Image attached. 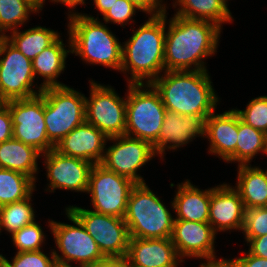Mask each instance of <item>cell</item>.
<instances>
[{
  "label": "cell",
  "instance_id": "obj_8",
  "mask_svg": "<svg viewBox=\"0 0 267 267\" xmlns=\"http://www.w3.org/2000/svg\"><path fill=\"white\" fill-rule=\"evenodd\" d=\"M44 95V119L49 141L57 143L85 122V94L70 86L47 87Z\"/></svg>",
  "mask_w": 267,
  "mask_h": 267
},
{
  "label": "cell",
  "instance_id": "obj_38",
  "mask_svg": "<svg viewBox=\"0 0 267 267\" xmlns=\"http://www.w3.org/2000/svg\"><path fill=\"white\" fill-rule=\"evenodd\" d=\"M13 137V123L11 113L6 102L0 104V142Z\"/></svg>",
  "mask_w": 267,
  "mask_h": 267
},
{
  "label": "cell",
  "instance_id": "obj_11",
  "mask_svg": "<svg viewBox=\"0 0 267 267\" xmlns=\"http://www.w3.org/2000/svg\"><path fill=\"white\" fill-rule=\"evenodd\" d=\"M135 185V182L106 169L100 163L94 164L87 190L92 211L124 218L129 196Z\"/></svg>",
  "mask_w": 267,
  "mask_h": 267
},
{
  "label": "cell",
  "instance_id": "obj_15",
  "mask_svg": "<svg viewBox=\"0 0 267 267\" xmlns=\"http://www.w3.org/2000/svg\"><path fill=\"white\" fill-rule=\"evenodd\" d=\"M218 235L209 223L174 220L172 243L175 246L179 258L195 259L200 262L199 266L205 264L220 263L227 258L216 255L215 243Z\"/></svg>",
  "mask_w": 267,
  "mask_h": 267
},
{
  "label": "cell",
  "instance_id": "obj_16",
  "mask_svg": "<svg viewBox=\"0 0 267 267\" xmlns=\"http://www.w3.org/2000/svg\"><path fill=\"white\" fill-rule=\"evenodd\" d=\"M42 158L47 176L44 191L54 193L55 190L60 189L87 194L93 163L63 155L55 149L42 154Z\"/></svg>",
  "mask_w": 267,
  "mask_h": 267
},
{
  "label": "cell",
  "instance_id": "obj_48",
  "mask_svg": "<svg viewBox=\"0 0 267 267\" xmlns=\"http://www.w3.org/2000/svg\"><path fill=\"white\" fill-rule=\"evenodd\" d=\"M5 36L0 32V41L4 38Z\"/></svg>",
  "mask_w": 267,
  "mask_h": 267
},
{
  "label": "cell",
  "instance_id": "obj_5",
  "mask_svg": "<svg viewBox=\"0 0 267 267\" xmlns=\"http://www.w3.org/2000/svg\"><path fill=\"white\" fill-rule=\"evenodd\" d=\"M147 183L136 184L129 196L124 217L130 237L171 238L175 216Z\"/></svg>",
  "mask_w": 267,
  "mask_h": 267
},
{
  "label": "cell",
  "instance_id": "obj_37",
  "mask_svg": "<svg viewBox=\"0 0 267 267\" xmlns=\"http://www.w3.org/2000/svg\"><path fill=\"white\" fill-rule=\"evenodd\" d=\"M144 14L155 16L167 11V1L165 0H129Z\"/></svg>",
  "mask_w": 267,
  "mask_h": 267
},
{
  "label": "cell",
  "instance_id": "obj_41",
  "mask_svg": "<svg viewBox=\"0 0 267 267\" xmlns=\"http://www.w3.org/2000/svg\"><path fill=\"white\" fill-rule=\"evenodd\" d=\"M95 267H133V266L127 256H113V257H105V259Z\"/></svg>",
  "mask_w": 267,
  "mask_h": 267
},
{
  "label": "cell",
  "instance_id": "obj_25",
  "mask_svg": "<svg viewBox=\"0 0 267 267\" xmlns=\"http://www.w3.org/2000/svg\"><path fill=\"white\" fill-rule=\"evenodd\" d=\"M237 181L233 187L239 192L245 209L267 207V168L238 165Z\"/></svg>",
  "mask_w": 267,
  "mask_h": 267
},
{
  "label": "cell",
  "instance_id": "obj_23",
  "mask_svg": "<svg viewBox=\"0 0 267 267\" xmlns=\"http://www.w3.org/2000/svg\"><path fill=\"white\" fill-rule=\"evenodd\" d=\"M67 36L68 39H66L65 43L61 35L51 46L44 49L32 61L35 79L41 80L40 77L42 78L43 82L40 85L43 89L66 86V84L58 81V78L62 73L64 74L67 57L71 54V40L69 34Z\"/></svg>",
  "mask_w": 267,
  "mask_h": 267
},
{
  "label": "cell",
  "instance_id": "obj_4",
  "mask_svg": "<svg viewBox=\"0 0 267 267\" xmlns=\"http://www.w3.org/2000/svg\"><path fill=\"white\" fill-rule=\"evenodd\" d=\"M67 14V34L71 40V54L83 63L99 65L120 72L122 43L105 23L90 13Z\"/></svg>",
  "mask_w": 267,
  "mask_h": 267
},
{
  "label": "cell",
  "instance_id": "obj_20",
  "mask_svg": "<svg viewBox=\"0 0 267 267\" xmlns=\"http://www.w3.org/2000/svg\"><path fill=\"white\" fill-rule=\"evenodd\" d=\"M108 137L86 121L74 128L54 147L59 153L99 164L104 158Z\"/></svg>",
  "mask_w": 267,
  "mask_h": 267
},
{
  "label": "cell",
  "instance_id": "obj_19",
  "mask_svg": "<svg viewBox=\"0 0 267 267\" xmlns=\"http://www.w3.org/2000/svg\"><path fill=\"white\" fill-rule=\"evenodd\" d=\"M238 113L234 108L223 113H211L206 119L205 139L208 153L225 163H236Z\"/></svg>",
  "mask_w": 267,
  "mask_h": 267
},
{
  "label": "cell",
  "instance_id": "obj_1",
  "mask_svg": "<svg viewBox=\"0 0 267 267\" xmlns=\"http://www.w3.org/2000/svg\"><path fill=\"white\" fill-rule=\"evenodd\" d=\"M168 13L166 11L165 71L208 70L205 60L217 54L222 29L209 21L175 14L167 19Z\"/></svg>",
  "mask_w": 267,
  "mask_h": 267
},
{
  "label": "cell",
  "instance_id": "obj_17",
  "mask_svg": "<svg viewBox=\"0 0 267 267\" xmlns=\"http://www.w3.org/2000/svg\"><path fill=\"white\" fill-rule=\"evenodd\" d=\"M209 115H179L166 110L161 132L153 149L164 161L166 151L175 152L196 138H205L206 119Z\"/></svg>",
  "mask_w": 267,
  "mask_h": 267
},
{
  "label": "cell",
  "instance_id": "obj_42",
  "mask_svg": "<svg viewBox=\"0 0 267 267\" xmlns=\"http://www.w3.org/2000/svg\"><path fill=\"white\" fill-rule=\"evenodd\" d=\"M51 3H59V4H63L64 6H66V8L68 9V13L71 12H76V7L79 5H83L86 6V2L87 0H49ZM46 2V0H45Z\"/></svg>",
  "mask_w": 267,
  "mask_h": 267
},
{
  "label": "cell",
  "instance_id": "obj_46",
  "mask_svg": "<svg viewBox=\"0 0 267 267\" xmlns=\"http://www.w3.org/2000/svg\"><path fill=\"white\" fill-rule=\"evenodd\" d=\"M227 8L229 6L228 0H220Z\"/></svg>",
  "mask_w": 267,
  "mask_h": 267
},
{
  "label": "cell",
  "instance_id": "obj_2",
  "mask_svg": "<svg viewBox=\"0 0 267 267\" xmlns=\"http://www.w3.org/2000/svg\"><path fill=\"white\" fill-rule=\"evenodd\" d=\"M131 29L133 34L122 42L120 72L128 84L152 83L165 72L166 12L149 16L138 28Z\"/></svg>",
  "mask_w": 267,
  "mask_h": 267
},
{
  "label": "cell",
  "instance_id": "obj_32",
  "mask_svg": "<svg viewBox=\"0 0 267 267\" xmlns=\"http://www.w3.org/2000/svg\"><path fill=\"white\" fill-rule=\"evenodd\" d=\"M36 221L22 227L11 235V242H13L16 252L42 250L43 246L46 245L47 235L44 233L41 224Z\"/></svg>",
  "mask_w": 267,
  "mask_h": 267
},
{
  "label": "cell",
  "instance_id": "obj_3",
  "mask_svg": "<svg viewBox=\"0 0 267 267\" xmlns=\"http://www.w3.org/2000/svg\"><path fill=\"white\" fill-rule=\"evenodd\" d=\"M208 70L165 71L151 84L166 110L179 115H210L220 103Z\"/></svg>",
  "mask_w": 267,
  "mask_h": 267
},
{
  "label": "cell",
  "instance_id": "obj_9",
  "mask_svg": "<svg viewBox=\"0 0 267 267\" xmlns=\"http://www.w3.org/2000/svg\"><path fill=\"white\" fill-rule=\"evenodd\" d=\"M89 96L85 97V121L108 138L125 135L126 92L121 97L111 85L89 80Z\"/></svg>",
  "mask_w": 267,
  "mask_h": 267
},
{
  "label": "cell",
  "instance_id": "obj_27",
  "mask_svg": "<svg viewBox=\"0 0 267 267\" xmlns=\"http://www.w3.org/2000/svg\"><path fill=\"white\" fill-rule=\"evenodd\" d=\"M62 33L45 26H33L24 31L17 29L8 33L5 38L25 57L33 59L51 46Z\"/></svg>",
  "mask_w": 267,
  "mask_h": 267
},
{
  "label": "cell",
  "instance_id": "obj_36",
  "mask_svg": "<svg viewBox=\"0 0 267 267\" xmlns=\"http://www.w3.org/2000/svg\"><path fill=\"white\" fill-rule=\"evenodd\" d=\"M243 238L261 237L267 234V207L246 209Z\"/></svg>",
  "mask_w": 267,
  "mask_h": 267
},
{
  "label": "cell",
  "instance_id": "obj_24",
  "mask_svg": "<svg viewBox=\"0 0 267 267\" xmlns=\"http://www.w3.org/2000/svg\"><path fill=\"white\" fill-rule=\"evenodd\" d=\"M42 153L35 147L11 138L0 142V168L10 169L29 176L35 183L38 179L39 165Z\"/></svg>",
  "mask_w": 267,
  "mask_h": 267
},
{
  "label": "cell",
  "instance_id": "obj_18",
  "mask_svg": "<svg viewBox=\"0 0 267 267\" xmlns=\"http://www.w3.org/2000/svg\"><path fill=\"white\" fill-rule=\"evenodd\" d=\"M245 206L239 192L229 183L211 187L209 224L214 231L242 232L245 220Z\"/></svg>",
  "mask_w": 267,
  "mask_h": 267
},
{
  "label": "cell",
  "instance_id": "obj_29",
  "mask_svg": "<svg viewBox=\"0 0 267 267\" xmlns=\"http://www.w3.org/2000/svg\"><path fill=\"white\" fill-rule=\"evenodd\" d=\"M41 11L33 0H0V32L6 36L11 31L21 29L32 14L39 15Z\"/></svg>",
  "mask_w": 267,
  "mask_h": 267
},
{
  "label": "cell",
  "instance_id": "obj_13",
  "mask_svg": "<svg viewBox=\"0 0 267 267\" xmlns=\"http://www.w3.org/2000/svg\"><path fill=\"white\" fill-rule=\"evenodd\" d=\"M66 208L80 220L105 257L127 255L130 235L124 218L96 213L76 205Z\"/></svg>",
  "mask_w": 267,
  "mask_h": 267
},
{
  "label": "cell",
  "instance_id": "obj_44",
  "mask_svg": "<svg viewBox=\"0 0 267 267\" xmlns=\"http://www.w3.org/2000/svg\"><path fill=\"white\" fill-rule=\"evenodd\" d=\"M199 267H232L231 264L226 260L220 263H213V264H205Z\"/></svg>",
  "mask_w": 267,
  "mask_h": 267
},
{
  "label": "cell",
  "instance_id": "obj_12",
  "mask_svg": "<svg viewBox=\"0 0 267 267\" xmlns=\"http://www.w3.org/2000/svg\"><path fill=\"white\" fill-rule=\"evenodd\" d=\"M108 143H112V145L109 146ZM155 157L156 153L149 142L120 135L107 139L104 158L100 164L106 169L139 184L146 183L143 176L139 174L141 168Z\"/></svg>",
  "mask_w": 267,
  "mask_h": 267
},
{
  "label": "cell",
  "instance_id": "obj_34",
  "mask_svg": "<svg viewBox=\"0 0 267 267\" xmlns=\"http://www.w3.org/2000/svg\"><path fill=\"white\" fill-rule=\"evenodd\" d=\"M234 109L243 122L267 134V95L252 98L242 110Z\"/></svg>",
  "mask_w": 267,
  "mask_h": 267
},
{
  "label": "cell",
  "instance_id": "obj_28",
  "mask_svg": "<svg viewBox=\"0 0 267 267\" xmlns=\"http://www.w3.org/2000/svg\"><path fill=\"white\" fill-rule=\"evenodd\" d=\"M259 153L267 156V134L243 122L238 114L237 165H251Z\"/></svg>",
  "mask_w": 267,
  "mask_h": 267
},
{
  "label": "cell",
  "instance_id": "obj_39",
  "mask_svg": "<svg viewBox=\"0 0 267 267\" xmlns=\"http://www.w3.org/2000/svg\"><path fill=\"white\" fill-rule=\"evenodd\" d=\"M243 256H237L234 258H227L226 260L232 267H267V259L254 256L248 251L241 253Z\"/></svg>",
  "mask_w": 267,
  "mask_h": 267
},
{
  "label": "cell",
  "instance_id": "obj_35",
  "mask_svg": "<svg viewBox=\"0 0 267 267\" xmlns=\"http://www.w3.org/2000/svg\"><path fill=\"white\" fill-rule=\"evenodd\" d=\"M141 12L133 3L129 0H118L104 15L102 22L105 24H116L124 28L126 25L136 23L134 16L137 12Z\"/></svg>",
  "mask_w": 267,
  "mask_h": 267
},
{
  "label": "cell",
  "instance_id": "obj_7",
  "mask_svg": "<svg viewBox=\"0 0 267 267\" xmlns=\"http://www.w3.org/2000/svg\"><path fill=\"white\" fill-rule=\"evenodd\" d=\"M64 212L73 225L51 219L47 221L56 246L54 248H57H52L57 265L72 266L74 263L78 267L97 266L105 256L80 220L66 207Z\"/></svg>",
  "mask_w": 267,
  "mask_h": 267
},
{
  "label": "cell",
  "instance_id": "obj_33",
  "mask_svg": "<svg viewBox=\"0 0 267 267\" xmlns=\"http://www.w3.org/2000/svg\"><path fill=\"white\" fill-rule=\"evenodd\" d=\"M11 261L1 254V264L4 267H56L57 262L51 251L49 255L44 250L16 252L14 257H11Z\"/></svg>",
  "mask_w": 267,
  "mask_h": 267
},
{
  "label": "cell",
  "instance_id": "obj_6",
  "mask_svg": "<svg viewBox=\"0 0 267 267\" xmlns=\"http://www.w3.org/2000/svg\"><path fill=\"white\" fill-rule=\"evenodd\" d=\"M125 135L157 142L166 115L160 93L151 83L127 84Z\"/></svg>",
  "mask_w": 267,
  "mask_h": 267
},
{
  "label": "cell",
  "instance_id": "obj_40",
  "mask_svg": "<svg viewBox=\"0 0 267 267\" xmlns=\"http://www.w3.org/2000/svg\"><path fill=\"white\" fill-rule=\"evenodd\" d=\"M247 242L248 252L254 256L267 259V234L261 237L244 238Z\"/></svg>",
  "mask_w": 267,
  "mask_h": 267
},
{
  "label": "cell",
  "instance_id": "obj_47",
  "mask_svg": "<svg viewBox=\"0 0 267 267\" xmlns=\"http://www.w3.org/2000/svg\"><path fill=\"white\" fill-rule=\"evenodd\" d=\"M56 267H74V265L73 266L57 265ZM75 267H78V266L75 265Z\"/></svg>",
  "mask_w": 267,
  "mask_h": 267
},
{
  "label": "cell",
  "instance_id": "obj_43",
  "mask_svg": "<svg viewBox=\"0 0 267 267\" xmlns=\"http://www.w3.org/2000/svg\"><path fill=\"white\" fill-rule=\"evenodd\" d=\"M118 0H93L94 9L100 12V16H103Z\"/></svg>",
  "mask_w": 267,
  "mask_h": 267
},
{
  "label": "cell",
  "instance_id": "obj_21",
  "mask_svg": "<svg viewBox=\"0 0 267 267\" xmlns=\"http://www.w3.org/2000/svg\"><path fill=\"white\" fill-rule=\"evenodd\" d=\"M126 256L133 267H180L183 263L171 238L130 237Z\"/></svg>",
  "mask_w": 267,
  "mask_h": 267
},
{
  "label": "cell",
  "instance_id": "obj_31",
  "mask_svg": "<svg viewBox=\"0 0 267 267\" xmlns=\"http://www.w3.org/2000/svg\"><path fill=\"white\" fill-rule=\"evenodd\" d=\"M33 193L26 199L6 204L0 207V236L2 230L9 236L22 227L33 223L36 219V212L32 200Z\"/></svg>",
  "mask_w": 267,
  "mask_h": 267
},
{
  "label": "cell",
  "instance_id": "obj_10",
  "mask_svg": "<svg viewBox=\"0 0 267 267\" xmlns=\"http://www.w3.org/2000/svg\"><path fill=\"white\" fill-rule=\"evenodd\" d=\"M35 80L32 61L4 37L0 41V101L26 99L40 94L43 88Z\"/></svg>",
  "mask_w": 267,
  "mask_h": 267
},
{
  "label": "cell",
  "instance_id": "obj_30",
  "mask_svg": "<svg viewBox=\"0 0 267 267\" xmlns=\"http://www.w3.org/2000/svg\"><path fill=\"white\" fill-rule=\"evenodd\" d=\"M36 185L29 176L0 168V207L28 198Z\"/></svg>",
  "mask_w": 267,
  "mask_h": 267
},
{
  "label": "cell",
  "instance_id": "obj_14",
  "mask_svg": "<svg viewBox=\"0 0 267 267\" xmlns=\"http://www.w3.org/2000/svg\"><path fill=\"white\" fill-rule=\"evenodd\" d=\"M6 103L12 117L13 138L35 147L42 154L54 149L47 137L42 93Z\"/></svg>",
  "mask_w": 267,
  "mask_h": 267
},
{
  "label": "cell",
  "instance_id": "obj_22",
  "mask_svg": "<svg viewBox=\"0 0 267 267\" xmlns=\"http://www.w3.org/2000/svg\"><path fill=\"white\" fill-rule=\"evenodd\" d=\"M184 181L177 185L169 184L171 188L177 186L169 206L172 213H175V219L208 223L211 187L203 190L193 185L189 179Z\"/></svg>",
  "mask_w": 267,
  "mask_h": 267
},
{
  "label": "cell",
  "instance_id": "obj_45",
  "mask_svg": "<svg viewBox=\"0 0 267 267\" xmlns=\"http://www.w3.org/2000/svg\"><path fill=\"white\" fill-rule=\"evenodd\" d=\"M42 10L45 5V0H33Z\"/></svg>",
  "mask_w": 267,
  "mask_h": 267
},
{
  "label": "cell",
  "instance_id": "obj_26",
  "mask_svg": "<svg viewBox=\"0 0 267 267\" xmlns=\"http://www.w3.org/2000/svg\"><path fill=\"white\" fill-rule=\"evenodd\" d=\"M175 15L194 20H205L223 29L224 23L234 22V16L220 0H173ZM233 16V17H232Z\"/></svg>",
  "mask_w": 267,
  "mask_h": 267
}]
</instances>
